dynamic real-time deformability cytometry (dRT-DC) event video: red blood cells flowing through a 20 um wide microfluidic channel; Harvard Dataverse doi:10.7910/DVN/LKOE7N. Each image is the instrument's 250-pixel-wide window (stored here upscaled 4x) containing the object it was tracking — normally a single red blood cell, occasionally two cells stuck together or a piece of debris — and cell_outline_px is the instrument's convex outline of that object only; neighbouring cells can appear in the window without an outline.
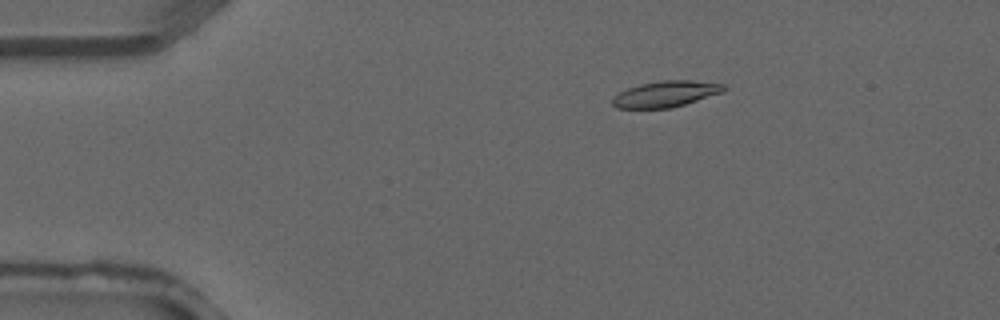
{"species": "common noctule bat (a hibernating species)", "species_latin": "Nyctalus noctula", "temperature_condition": "warm", "stored_images_in_passage": 3, "camera_frame_rate_fps": 3000, "um_per_image_px": 0.085, "animal": {"sex": "male", "forearm_length_mm": 52.5}, "frame": {"image": 1, "passage_image": 2, "time_ms": 0.333, "image_size_px": [1000, 320], "cell_outline_px": [[728, 88], [724, 92], [672, 108], [616, 108], [612, 104], [612, 100], [620, 92], [628, 88], [640, 84], [660, 80], [692, 80], [724, 84]], "centroid_in_image_um": [56.63, 7.98], "position_along_channel_um": 28.4, "area_um2": 16.94}}